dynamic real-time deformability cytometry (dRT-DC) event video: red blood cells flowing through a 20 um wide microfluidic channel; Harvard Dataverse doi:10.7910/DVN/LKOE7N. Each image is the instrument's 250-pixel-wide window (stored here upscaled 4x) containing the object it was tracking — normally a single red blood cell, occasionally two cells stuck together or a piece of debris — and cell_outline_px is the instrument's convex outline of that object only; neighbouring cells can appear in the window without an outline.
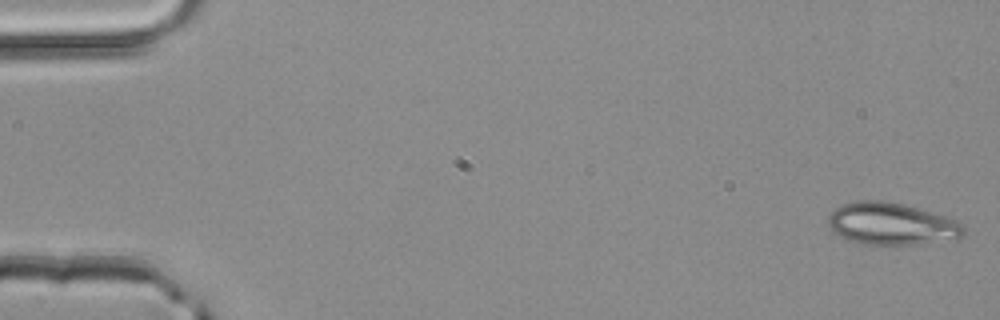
{"species": "common noctule bat (a hibernating species)", "species_latin": "Nyctalus noctula", "temperature_condition": "room temperature", "stored_images_in_passage": 4, "camera_frame_rate_fps": 3000, "um_per_image_px": 0.085, "animal": {"sex": "male", "body_mass_g": 20.4}, "frame": {"image": 1, "passage_image": 1, "time_ms": 0.0, "image_size_px": [1000, 320], "cell_outline_px": [[964, 236], [956, 240], [912, 244], [860, 244], [848, 240], [840, 236], [828, 224], [828, 216], [836, 208], [844, 204], [856, 200], [884, 200], [904, 204], [944, 216], [956, 220], [964, 228]], "centroid_in_image_um": [75.79, 19.03], "position_along_channel_um": 9.2, "area_um2": 33.18}}